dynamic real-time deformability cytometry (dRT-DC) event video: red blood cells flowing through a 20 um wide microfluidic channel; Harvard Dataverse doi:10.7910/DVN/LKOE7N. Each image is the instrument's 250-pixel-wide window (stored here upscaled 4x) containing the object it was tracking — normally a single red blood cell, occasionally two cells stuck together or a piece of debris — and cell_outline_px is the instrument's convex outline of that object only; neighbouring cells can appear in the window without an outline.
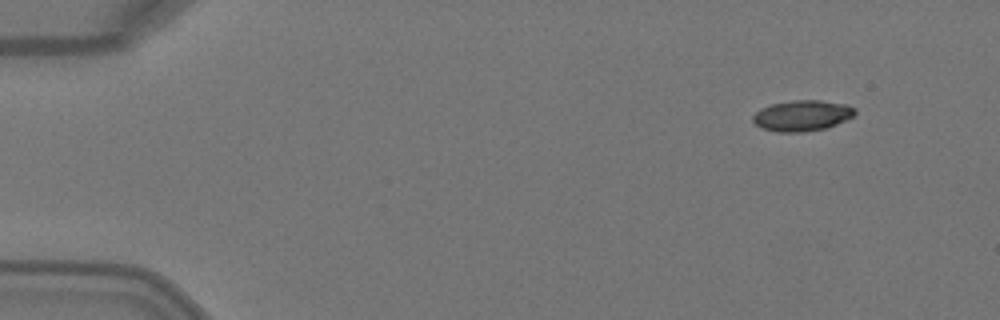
{"species": "Egyptian fruit bat (a non-hibernating species)", "species_latin": "Rousettus aegyptiacus", "temperature_condition": "warm", "stored_images_in_passage": 3, "camera_frame_rate_fps": 3000, "um_per_image_px": 0.085, "animal": {"sex": "female"}, "frame": {"image": 1, "passage_image": 1, "time_ms": 0.0, "image_size_px": [1000, 320], "cell_outline_px": [[856, 112], [852, 116], [836, 124], [824, 128], [804, 132], [776, 132], [760, 128], [752, 120], [752, 116], [760, 108], [772, 104], [792, 100], [820, 100], [848, 104], [856, 108]], "centroid_in_image_um": [68.16, 9.82], "position_along_channel_um": 16.8, "area_um2": 18.38}}